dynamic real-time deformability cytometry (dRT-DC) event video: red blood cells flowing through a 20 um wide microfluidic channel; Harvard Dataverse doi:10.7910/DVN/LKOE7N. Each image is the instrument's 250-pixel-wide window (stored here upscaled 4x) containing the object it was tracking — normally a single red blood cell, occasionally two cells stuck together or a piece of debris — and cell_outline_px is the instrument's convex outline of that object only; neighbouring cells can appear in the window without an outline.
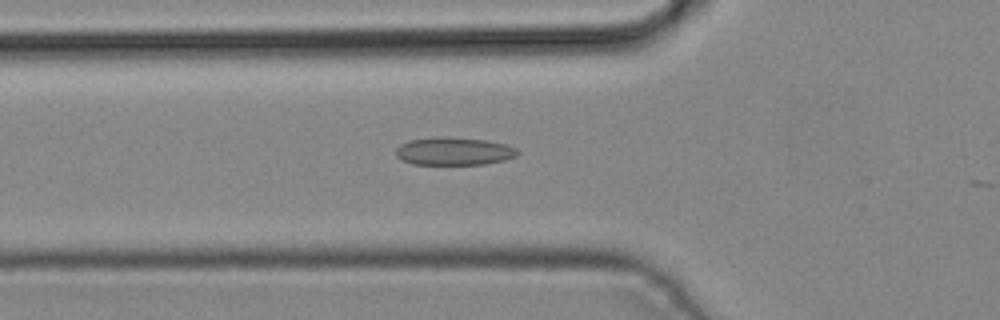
{"species": "common noctule bat (a hibernating species)", "species_latin": "Nyctalus noctula", "temperature_condition": "cold", "stored_images_in_passage": 9, "camera_frame_rate_fps": 3000, "um_per_image_px": 0.085, "animal": {"sex": "male", "body_mass_g": 19.2, "forearm_length_mm": 51.8}, "frame": {"image": 1, "passage_image": 2, "time_ms": 0.333, "image_size_px": [1000, 320], "cell_outline_px": [[520, 152], [516, 156], [504, 160], [484, 164], [412, 164], [400, 160], [396, 156], [396, 148], [400, 144], [412, 140], [448, 136], [488, 140], [504, 144], [516, 148]], "centroid_in_image_um": [38.59, 12.85], "position_along_channel_um": 87.2, "area_um2": 19.77}}
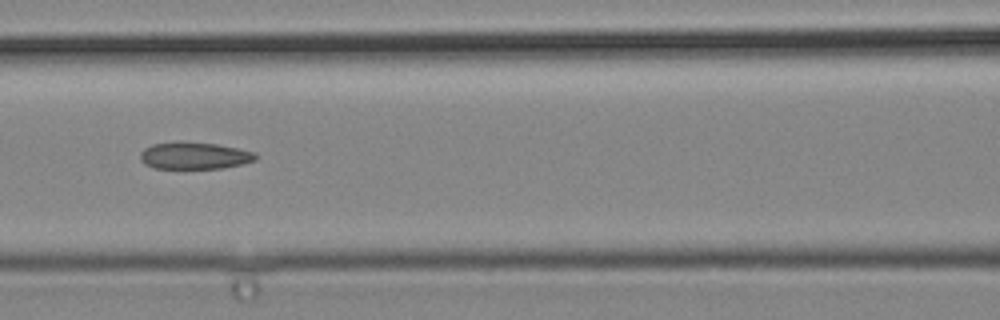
{"frame": {"image": 2, "passage_image": 6, "time_ms": 1.667, "image_size_px": [1000, 320], "cell_outline_px": [[256, 160], [244, 164], [220, 168], [156, 168], [144, 164], [140, 160], [140, 152], [144, 148], [152, 144], [216, 144], [256, 152]], "centroid_in_image_um": [16.55, 13.27], "position_along_channel_um": 150.1, "area_um2": 17.46}}
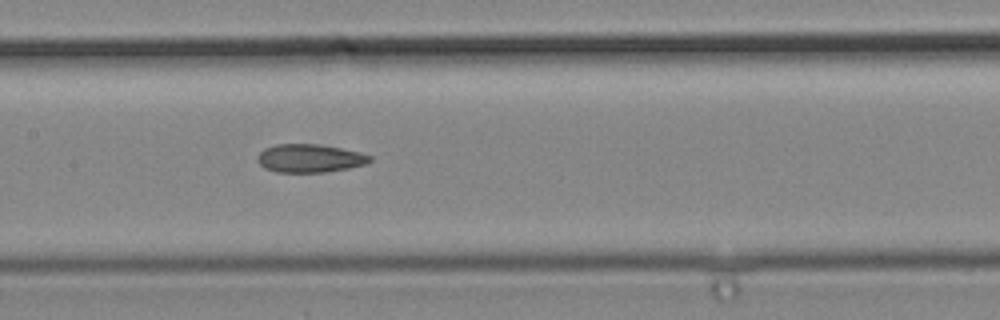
{"frame": {"image": 3, "passage_image": 8, "time_ms": 2.333, "image_size_px": [1000, 320], "cell_outline_px": [[372, 160], [364, 164], [348, 168], [324, 172], [276, 172], [264, 168], [256, 160], [260, 152], [264, 148], [276, 144], [316, 144], [340, 148], [360, 152], [372, 156]], "centroid_in_image_um": [26.3, 13.45], "position_along_channel_um": 181.1, "area_um2": 18.44}}